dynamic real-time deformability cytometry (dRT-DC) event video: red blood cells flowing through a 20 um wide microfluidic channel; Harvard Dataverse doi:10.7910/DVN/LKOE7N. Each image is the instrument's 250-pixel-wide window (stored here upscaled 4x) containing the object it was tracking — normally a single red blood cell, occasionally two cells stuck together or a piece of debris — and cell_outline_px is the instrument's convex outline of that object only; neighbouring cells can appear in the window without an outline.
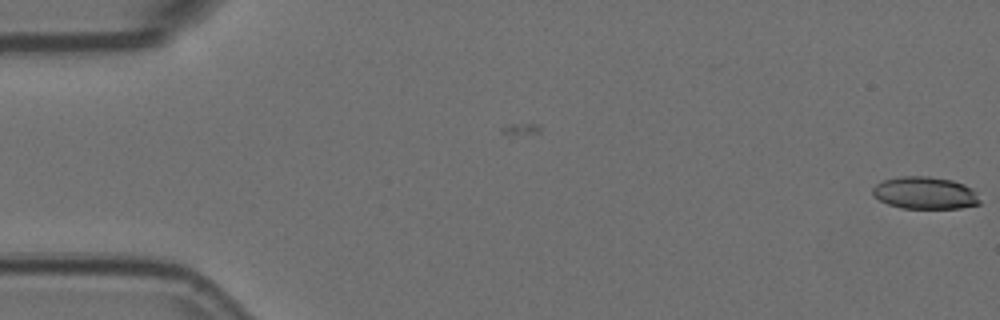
{"species": "Egyptian fruit bat (a non-hibernating species)", "species_latin": "Rousettus aegyptiacus", "temperature_condition": "room temperature", "stored_images_in_passage": 9, "camera_frame_rate_fps": 3000, "um_per_image_px": 0.085, "animal": {"sex": "female"}, "frame": {"image": 1, "passage_image": 1, "time_ms": 0.0, "image_size_px": [1000, 320], "cell_outline_px": [[980, 204], [960, 208], [900, 208], [888, 204], [872, 196], [872, 188], [876, 184], [884, 180], [900, 176], [928, 176], [952, 180], [964, 184], [972, 188], [976, 192], [980, 200]], "centroid_in_image_um": [78.62, 16.4], "position_along_channel_um": 6.4, "area_um2": 20.29}}
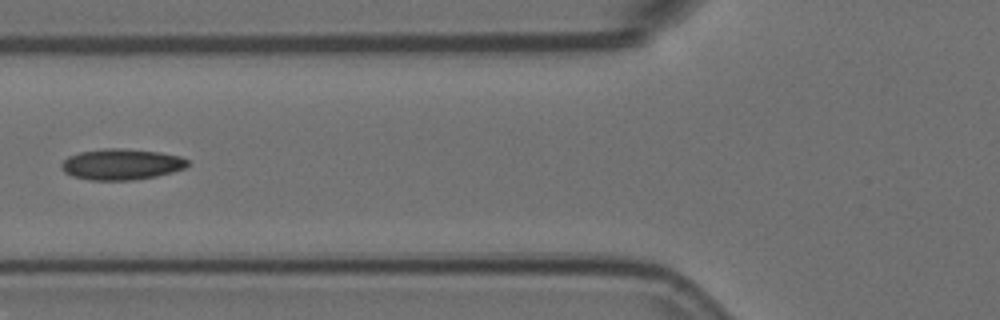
{"frame": {"image": 2, "passage_image": 7, "time_ms": 2.0, "image_size_px": [1000, 320], "cell_outline_px": [[188, 164], [184, 168], [172, 172], [156, 176], [132, 180], [88, 180], [72, 176], [64, 172], [60, 168], [60, 164], [68, 156], [80, 152], [104, 148], [120, 148], [160, 152], [180, 156], [188, 160]], "centroid_in_image_um": [10.28, 13.96], "position_along_channel_um": 115.5, "area_um2": 22.83}}
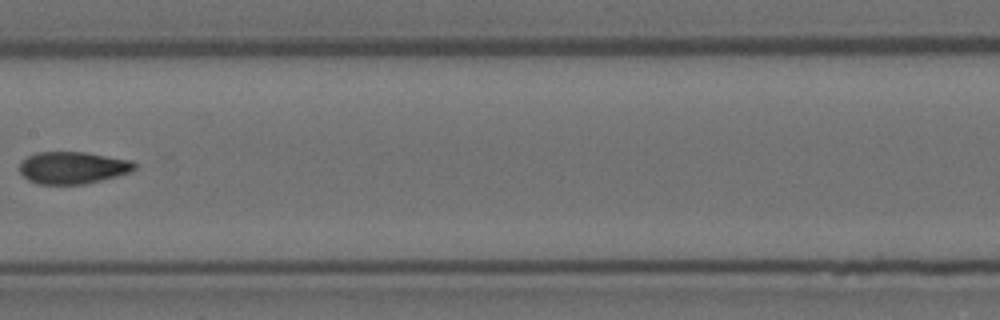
{"frame": {"image": 3, "passage_image": 9, "time_ms": 2.667, "image_size_px": [1000, 320], "cell_outline_px": [[136, 168], [132, 172], [84, 184], [40, 184], [28, 180], [20, 172], [20, 164], [28, 156], [36, 152], [88, 152], [132, 160], [136, 164]], "centroid_in_image_um": [6.22, 14.24], "position_along_channel_um": 201.2, "area_um2": 21.56}}